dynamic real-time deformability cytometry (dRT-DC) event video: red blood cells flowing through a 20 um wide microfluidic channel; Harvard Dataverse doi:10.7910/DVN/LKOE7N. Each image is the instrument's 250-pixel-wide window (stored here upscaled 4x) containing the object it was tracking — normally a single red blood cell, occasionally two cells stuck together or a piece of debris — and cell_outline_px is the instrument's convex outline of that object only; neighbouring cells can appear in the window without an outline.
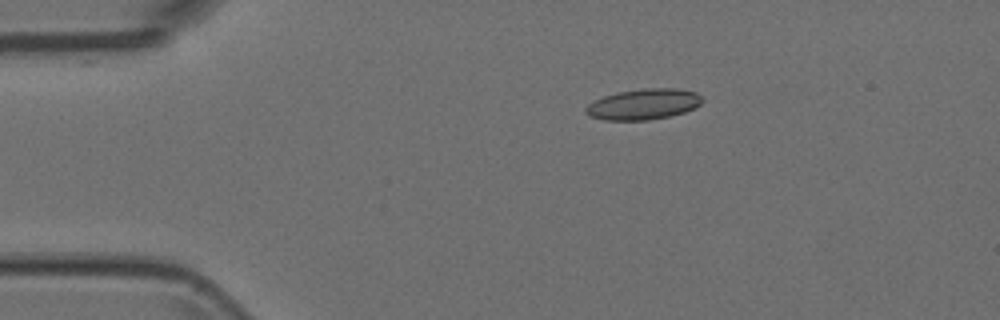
{"species": "Egyptian fruit bat (a non-hibernating species)", "species_latin": "Rousettus aegyptiacus", "temperature_condition": "room temperature", "stored_images_in_passage": 7, "camera_frame_rate_fps": 3000, "um_per_image_px": 0.085, "animal": {"sex": "female"}, "frame": {"image": 1, "passage_image": 1, "time_ms": 0.0, "image_size_px": [1000, 320], "cell_outline_px": [[704, 100], [700, 104], [684, 112], [668, 116], [648, 120], [604, 120], [588, 116], [584, 112], [584, 108], [592, 100], [616, 92], [644, 88], [676, 88], [696, 92]], "centroid_in_image_um": [54.64, 8.85], "position_along_channel_um": 30.4, "area_um2": 20.98}}
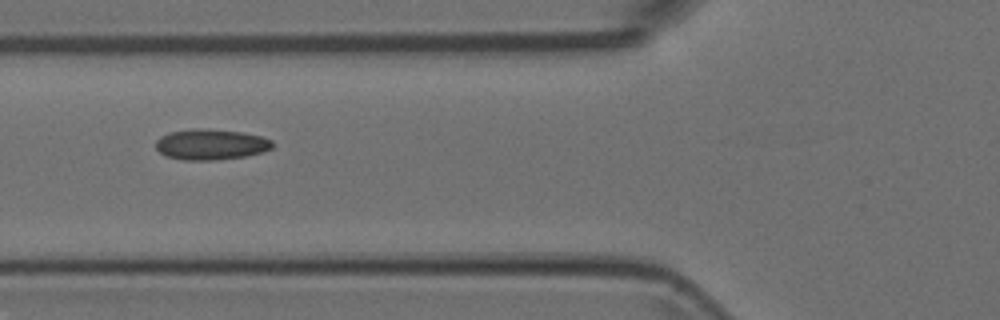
{"frame": {"image": 2, "passage_image": 4, "time_ms": 1.0, "image_size_px": [1000, 320], "cell_outline_px": [[276, 144], [272, 148], [260, 152], [244, 156], [216, 160], [184, 160], [168, 156], [160, 152], [156, 148], [156, 140], [160, 136], [168, 132], [196, 128], [208, 128], [244, 132], [260, 136], [272, 140]], "centroid_in_image_um": [17.93, 12.26], "position_along_channel_um": 107.9, "area_um2": 20.98}}
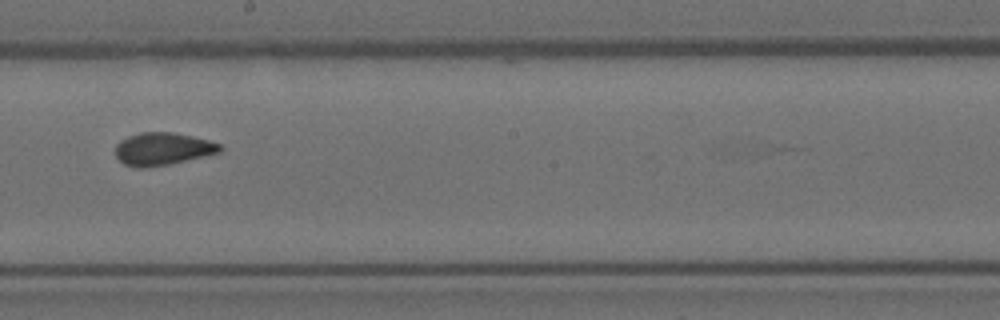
{"frame": {"image": 3, "passage_image": 7, "time_ms": 2.0, "image_size_px": [1000, 320], "cell_outline_px": [[224, 148], [220, 152], [204, 156], [168, 164], [144, 168], [140, 168], [124, 164], [116, 156], [116, 144], [120, 140], [128, 136], [140, 132], [172, 132], [192, 136], [208, 140], [220, 144]], "centroid_in_image_um": [13.82, 12.65], "position_along_channel_um": 234.4, "area_um2": 19.77}}